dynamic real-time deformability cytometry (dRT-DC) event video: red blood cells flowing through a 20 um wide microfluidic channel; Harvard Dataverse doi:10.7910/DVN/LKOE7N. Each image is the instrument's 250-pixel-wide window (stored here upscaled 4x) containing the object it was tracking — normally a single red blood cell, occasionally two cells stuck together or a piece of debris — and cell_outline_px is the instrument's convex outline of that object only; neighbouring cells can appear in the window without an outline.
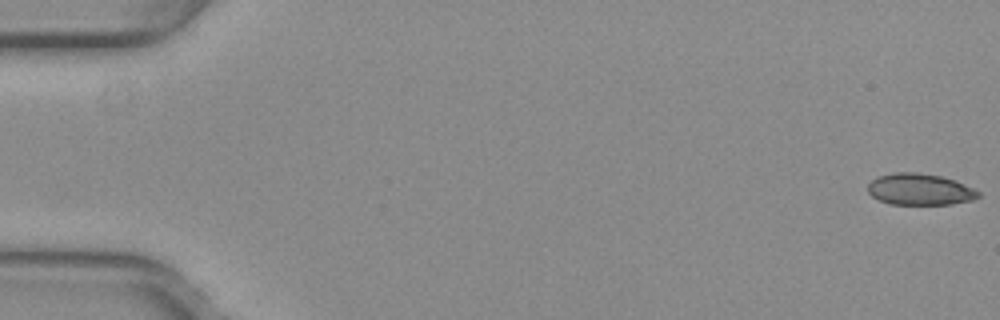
{"species": "common noctule bat (a hibernating species)", "species_latin": "Nyctalus noctula", "temperature_condition": "warm", "stored_images_in_passage": 6, "camera_frame_rate_fps": 3000, "um_per_image_px": 0.085, "animal": {"sex": "female", "body_mass_g": 29.2, "forearm_length_mm": 56.3}, "frame": {"image": 1, "passage_image": 1, "time_ms": 0.0, "image_size_px": [1000, 320], "cell_outline_px": [[980, 196], [972, 200], [952, 204], [888, 204], [872, 196], [868, 192], [868, 184], [876, 176], [892, 172], [920, 172], [940, 176], [956, 180], [980, 192]], "centroid_in_image_um": [78.17, 16.08], "position_along_channel_um": 6.8, "area_um2": 20.4}}